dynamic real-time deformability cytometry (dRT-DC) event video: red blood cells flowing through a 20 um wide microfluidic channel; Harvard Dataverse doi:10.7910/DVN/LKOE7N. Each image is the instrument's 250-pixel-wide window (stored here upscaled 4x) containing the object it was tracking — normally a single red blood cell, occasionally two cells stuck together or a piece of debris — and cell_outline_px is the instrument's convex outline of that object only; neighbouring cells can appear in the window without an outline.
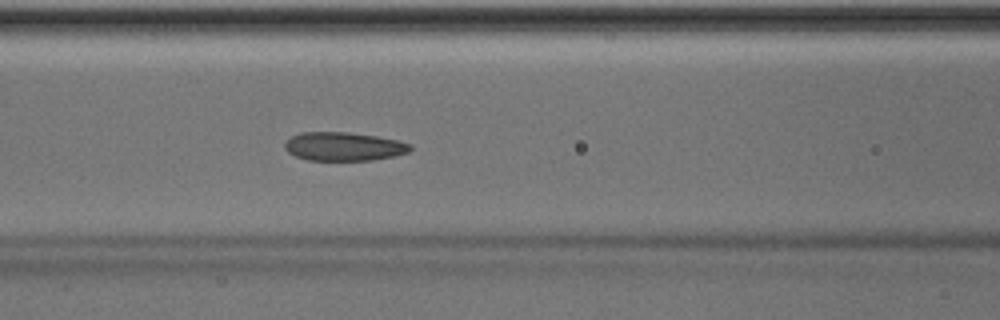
{"species": "Egyptian fruit bat (a non-hibernating species)", "species_latin": "Rousettus aegyptiacus", "temperature_condition": "room temperature", "stored_images_in_passage": 51, "camera_frame_rate_fps": 3000, "um_per_image_px": 0.085, "animal": {"sex": "male"}, "frame": {"image": 1, "passage_image": 22, "time_ms": 7.0, "image_size_px": [1000, 320], "cell_outline_px": [[412, 148], [408, 152], [392, 156], [372, 160], [308, 160], [296, 156], [288, 152], [284, 148], [284, 144], [292, 136], [300, 132], [348, 132], [376, 136], [400, 140], [412, 144]], "centroid_in_image_um": [29.23, 12.44], "position_along_channel_um": 137.4, "area_um2": 20.92}}
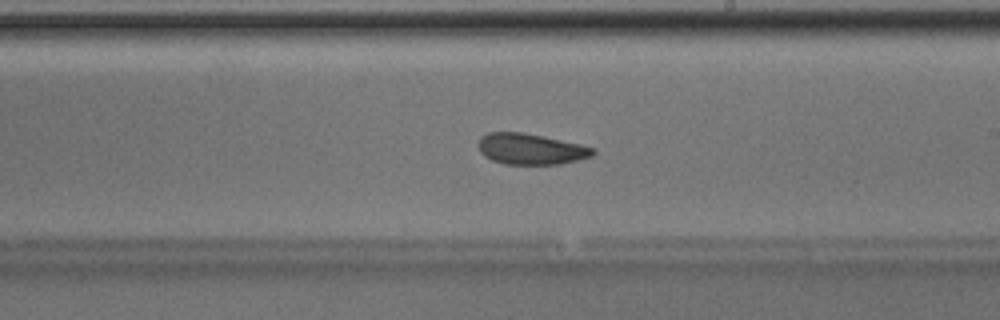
{"frame": {"image": 2, "passage_image": 30, "time_ms": 9.667, "image_size_px": [1000, 320], "cell_outline_px": [[596, 152], [592, 156], [560, 164], [504, 164], [492, 160], [484, 156], [480, 152], [476, 144], [480, 136], [488, 132], [520, 132], [544, 136], [580, 144], [596, 148]], "centroid_in_image_um": [45.08, 12.66], "position_along_channel_um": 243.9, "area_um2": 20.87}, "authors_computed_cell_mechanics": {"area_um2": 21.5594, "velocity_mm_per_s": 4.0157, "shape_relaxation_time_tau1_ms": 6.9905, "shape_relaxation_time_tau2_ms": 2.5336, "deformation_change_tau1": 0.1393, "deformation_change_tau2": 0.0652}}